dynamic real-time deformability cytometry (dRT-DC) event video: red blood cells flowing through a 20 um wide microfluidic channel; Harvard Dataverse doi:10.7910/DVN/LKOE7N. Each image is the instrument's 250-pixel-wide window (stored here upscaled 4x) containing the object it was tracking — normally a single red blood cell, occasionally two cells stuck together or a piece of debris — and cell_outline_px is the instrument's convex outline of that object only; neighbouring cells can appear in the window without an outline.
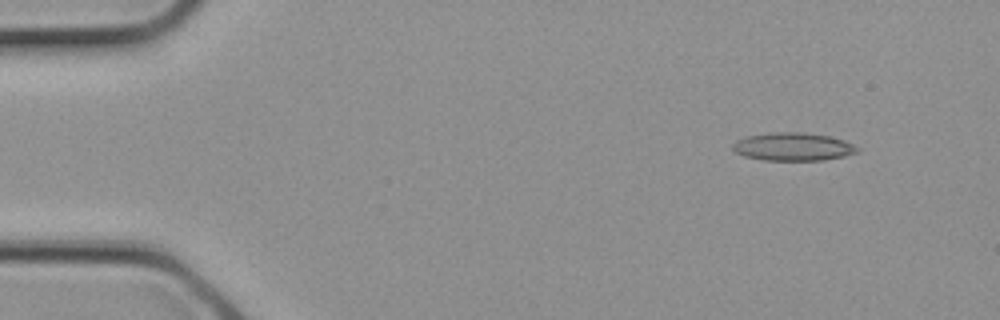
{"species": "common noctule bat (a hibernating species)", "species_latin": "Nyctalus noctula", "temperature_condition": "cold", "stored_images_in_passage": 3, "camera_frame_rate_fps": 3000, "um_per_image_px": 0.085, "animal": {"sex": "female", "body_mass_g": 21.9}, "frame": {"image": 1, "passage_image": 3, "time_ms": 0.667, "image_size_px": [1000, 320], "cell_outline_px": [[860, 152], [844, 156], [824, 160], [764, 160], [744, 156], [736, 152], [732, 148], [732, 144], [736, 140], [748, 136], [768, 132], [804, 132], [828, 136], [844, 140], [860, 148]], "centroid_in_image_um": [67.42, 12.47], "position_along_channel_um": 17.6, "area_um2": 20.46}}